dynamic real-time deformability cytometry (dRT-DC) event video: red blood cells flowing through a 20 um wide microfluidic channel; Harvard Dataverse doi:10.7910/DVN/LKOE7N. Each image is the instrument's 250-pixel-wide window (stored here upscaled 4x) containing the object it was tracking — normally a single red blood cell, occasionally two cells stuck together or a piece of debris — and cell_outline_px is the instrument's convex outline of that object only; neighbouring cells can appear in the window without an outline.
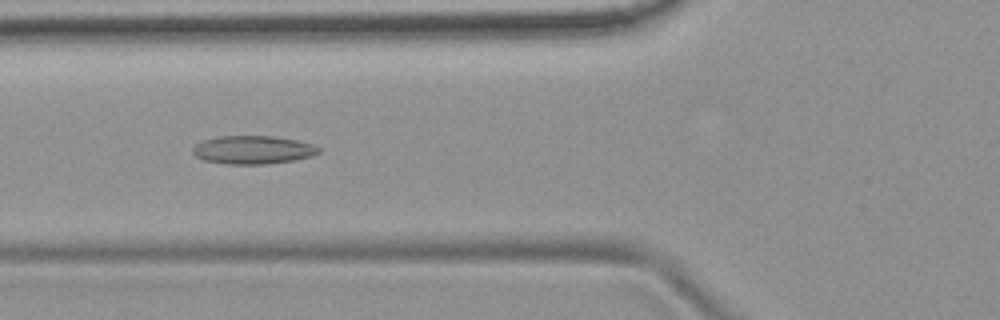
{"species": "common noctule bat (a hibernating species)", "species_latin": "Nyctalus noctula", "temperature_condition": "room temperature", "stored_images_in_passage": 53, "camera_frame_rate_fps": 3000, "um_per_image_px": 0.085, "animal": {"sex": "female", "body_mass_g": 19.9}, "frame": {"image": 1, "passage_image": 20, "time_ms": 6.333, "image_size_px": [1000, 320], "cell_outline_px": [[320, 152], [312, 156], [296, 160], [264, 164], [224, 164], [204, 160], [196, 156], [192, 152], [192, 148], [196, 144], [204, 140], [216, 136], [272, 136], [296, 140], [312, 144], [320, 148]], "centroid_in_image_um": [21.49, 12.74], "position_along_channel_um": 104.3, "area_um2": 20.81}}
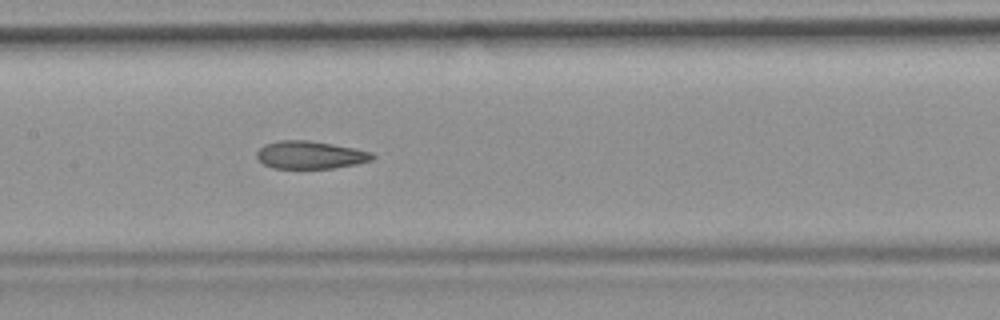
{"frame": {"image": 2, "passage_image": 26, "time_ms": 8.333, "image_size_px": [1000, 320], "cell_outline_px": [[376, 156], [372, 160], [356, 164], [332, 168], [272, 168], [264, 164], [256, 156], [256, 152], [264, 144], [276, 140], [308, 140], [356, 148], [372, 152]], "centroid_in_image_um": [26.37, 13.16], "position_along_channel_um": 181.0, "area_um2": 18.79}}
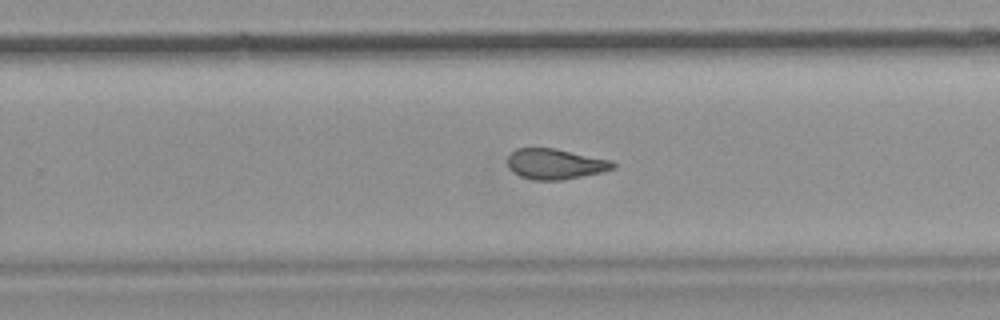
{"frame": {"image": 3, "passage_image": 34, "time_ms": 11.0, "image_size_px": [1000, 320], "cell_outline_px": [[616, 168], [604, 172], [560, 180], [532, 180], [520, 176], [512, 172], [508, 168], [508, 156], [516, 148], [556, 148], [612, 160], [616, 164]], "centroid_in_image_um": [47.21, 13.94], "position_along_channel_um": 282.6, "area_um2": 18.96}, "authors_computed_cell_mechanics": {"area_um2": 20.1722, "velocity_mm_per_s": 3.8394, "shape_relaxation_time_tau1_ms": null, "shape_relaxation_time_tau2_ms": 2.2474, "deformation_change_tau1": null, "deformation_change_tau2": 0.0917}}